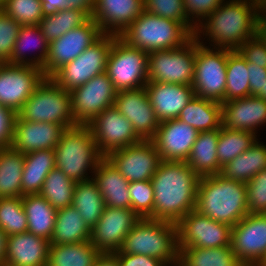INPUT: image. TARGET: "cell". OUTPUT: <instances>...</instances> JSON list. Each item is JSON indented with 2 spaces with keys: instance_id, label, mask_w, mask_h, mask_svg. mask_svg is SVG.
<instances>
[{
  "instance_id": "obj_1",
  "label": "cell",
  "mask_w": 266,
  "mask_h": 266,
  "mask_svg": "<svg viewBox=\"0 0 266 266\" xmlns=\"http://www.w3.org/2000/svg\"><path fill=\"white\" fill-rule=\"evenodd\" d=\"M257 17V0H226L196 26L193 36L201 45L234 51L256 36Z\"/></svg>"
},
{
  "instance_id": "obj_2",
  "label": "cell",
  "mask_w": 266,
  "mask_h": 266,
  "mask_svg": "<svg viewBox=\"0 0 266 266\" xmlns=\"http://www.w3.org/2000/svg\"><path fill=\"white\" fill-rule=\"evenodd\" d=\"M200 177L186 161H162L151 178L153 219L177 223L196 209Z\"/></svg>"
},
{
  "instance_id": "obj_3",
  "label": "cell",
  "mask_w": 266,
  "mask_h": 266,
  "mask_svg": "<svg viewBox=\"0 0 266 266\" xmlns=\"http://www.w3.org/2000/svg\"><path fill=\"white\" fill-rule=\"evenodd\" d=\"M211 219L235 226L248 212L246 183L220 174L200 177L196 209Z\"/></svg>"
},
{
  "instance_id": "obj_4",
  "label": "cell",
  "mask_w": 266,
  "mask_h": 266,
  "mask_svg": "<svg viewBox=\"0 0 266 266\" xmlns=\"http://www.w3.org/2000/svg\"><path fill=\"white\" fill-rule=\"evenodd\" d=\"M54 151L56 167L74 182L91 179L104 158L89 127L80 124L62 132Z\"/></svg>"
},
{
  "instance_id": "obj_5",
  "label": "cell",
  "mask_w": 266,
  "mask_h": 266,
  "mask_svg": "<svg viewBox=\"0 0 266 266\" xmlns=\"http://www.w3.org/2000/svg\"><path fill=\"white\" fill-rule=\"evenodd\" d=\"M119 251L148 255L162 260L167 266H178L176 223L140 218L124 238Z\"/></svg>"
},
{
  "instance_id": "obj_6",
  "label": "cell",
  "mask_w": 266,
  "mask_h": 266,
  "mask_svg": "<svg viewBox=\"0 0 266 266\" xmlns=\"http://www.w3.org/2000/svg\"><path fill=\"white\" fill-rule=\"evenodd\" d=\"M119 37L149 53L180 48L193 36L178 22L143 11Z\"/></svg>"
},
{
  "instance_id": "obj_7",
  "label": "cell",
  "mask_w": 266,
  "mask_h": 266,
  "mask_svg": "<svg viewBox=\"0 0 266 266\" xmlns=\"http://www.w3.org/2000/svg\"><path fill=\"white\" fill-rule=\"evenodd\" d=\"M17 116L25 121L56 123L65 129L78 125L73 119L70 91L59 87L51 78L41 82Z\"/></svg>"
},
{
  "instance_id": "obj_8",
  "label": "cell",
  "mask_w": 266,
  "mask_h": 266,
  "mask_svg": "<svg viewBox=\"0 0 266 266\" xmlns=\"http://www.w3.org/2000/svg\"><path fill=\"white\" fill-rule=\"evenodd\" d=\"M105 72L117 92L144 88L148 83V52L114 35Z\"/></svg>"
},
{
  "instance_id": "obj_9",
  "label": "cell",
  "mask_w": 266,
  "mask_h": 266,
  "mask_svg": "<svg viewBox=\"0 0 266 266\" xmlns=\"http://www.w3.org/2000/svg\"><path fill=\"white\" fill-rule=\"evenodd\" d=\"M196 39L180 48L148 53V82L190 85L194 81Z\"/></svg>"
},
{
  "instance_id": "obj_10",
  "label": "cell",
  "mask_w": 266,
  "mask_h": 266,
  "mask_svg": "<svg viewBox=\"0 0 266 266\" xmlns=\"http://www.w3.org/2000/svg\"><path fill=\"white\" fill-rule=\"evenodd\" d=\"M114 35L103 34L77 58L60 67L50 78L67 91L84 85L106 71Z\"/></svg>"
},
{
  "instance_id": "obj_11",
  "label": "cell",
  "mask_w": 266,
  "mask_h": 266,
  "mask_svg": "<svg viewBox=\"0 0 266 266\" xmlns=\"http://www.w3.org/2000/svg\"><path fill=\"white\" fill-rule=\"evenodd\" d=\"M228 50L201 45L196 40L194 81L196 97L225 102Z\"/></svg>"
},
{
  "instance_id": "obj_12",
  "label": "cell",
  "mask_w": 266,
  "mask_h": 266,
  "mask_svg": "<svg viewBox=\"0 0 266 266\" xmlns=\"http://www.w3.org/2000/svg\"><path fill=\"white\" fill-rule=\"evenodd\" d=\"M176 226L178 248L231 246L232 227L202 215L197 210L190 211Z\"/></svg>"
},
{
  "instance_id": "obj_13",
  "label": "cell",
  "mask_w": 266,
  "mask_h": 266,
  "mask_svg": "<svg viewBox=\"0 0 266 266\" xmlns=\"http://www.w3.org/2000/svg\"><path fill=\"white\" fill-rule=\"evenodd\" d=\"M231 247L243 266L266 264V214H247L231 231Z\"/></svg>"
},
{
  "instance_id": "obj_14",
  "label": "cell",
  "mask_w": 266,
  "mask_h": 266,
  "mask_svg": "<svg viewBox=\"0 0 266 266\" xmlns=\"http://www.w3.org/2000/svg\"><path fill=\"white\" fill-rule=\"evenodd\" d=\"M70 94L74 121L87 125L106 108L113 106L117 91L104 72L74 88Z\"/></svg>"
},
{
  "instance_id": "obj_15",
  "label": "cell",
  "mask_w": 266,
  "mask_h": 266,
  "mask_svg": "<svg viewBox=\"0 0 266 266\" xmlns=\"http://www.w3.org/2000/svg\"><path fill=\"white\" fill-rule=\"evenodd\" d=\"M45 78L38 67L0 63V105L17 114Z\"/></svg>"
},
{
  "instance_id": "obj_16",
  "label": "cell",
  "mask_w": 266,
  "mask_h": 266,
  "mask_svg": "<svg viewBox=\"0 0 266 266\" xmlns=\"http://www.w3.org/2000/svg\"><path fill=\"white\" fill-rule=\"evenodd\" d=\"M103 35L93 18L85 24L71 29L60 38L49 43V53L43 67L46 78H50L60 67L77 58Z\"/></svg>"
},
{
  "instance_id": "obj_17",
  "label": "cell",
  "mask_w": 266,
  "mask_h": 266,
  "mask_svg": "<svg viewBox=\"0 0 266 266\" xmlns=\"http://www.w3.org/2000/svg\"><path fill=\"white\" fill-rule=\"evenodd\" d=\"M87 126L92 132L99 152L104 157L114 150L141 141L134 132L132 124L114 106L106 108Z\"/></svg>"
},
{
  "instance_id": "obj_18",
  "label": "cell",
  "mask_w": 266,
  "mask_h": 266,
  "mask_svg": "<svg viewBox=\"0 0 266 266\" xmlns=\"http://www.w3.org/2000/svg\"><path fill=\"white\" fill-rule=\"evenodd\" d=\"M106 158L129 182L151 180L161 162L151 140L114 150Z\"/></svg>"
},
{
  "instance_id": "obj_19",
  "label": "cell",
  "mask_w": 266,
  "mask_h": 266,
  "mask_svg": "<svg viewBox=\"0 0 266 266\" xmlns=\"http://www.w3.org/2000/svg\"><path fill=\"white\" fill-rule=\"evenodd\" d=\"M139 216L127 208L106 206L98 222L91 229V243L100 253H115L132 230Z\"/></svg>"
},
{
  "instance_id": "obj_20",
  "label": "cell",
  "mask_w": 266,
  "mask_h": 266,
  "mask_svg": "<svg viewBox=\"0 0 266 266\" xmlns=\"http://www.w3.org/2000/svg\"><path fill=\"white\" fill-rule=\"evenodd\" d=\"M113 106L132 124L141 140L154 137L160 121L145 87L117 92Z\"/></svg>"
},
{
  "instance_id": "obj_21",
  "label": "cell",
  "mask_w": 266,
  "mask_h": 266,
  "mask_svg": "<svg viewBox=\"0 0 266 266\" xmlns=\"http://www.w3.org/2000/svg\"><path fill=\"white\" fill-rule=\"evenodd\" d=\"M199 132L178 118L160 122L151 139L162 161H186Z\"/></svg>"
},
{
  "instance_id": "obj_22",
  "label": "cell",
  "mask_w": 266,
  "mask_h": 266,
  "mask_svg": "<svg viewBox=\"0 0 266 266\" xmlns=\"http://www.w3.org/2000/svg\"><path fill=\"white\" fill-rule=\"evenodd\" d=\"M65 128L48 122H31L16 116L11 148L27 154L43 149H55Z\"/></svg>"
},
{
  "instance_id": "obj_23",
  "label": "cell",
  "mask_w": 266,
  "mask_h": 266,
  "mask_svg": "<svg viewBox=\"0 0 266 266\" xmlns=\"http://www.w3.org/2000/svg\"><path fill=\"white\" fill-rule=\"evenodd\" d=\"M266 125V100L247 96L222 103V126L248 131L259 137L258 131Z\"/></svg>"
},
{
  "instance_id": "obj_24",
  "label": "cell",
  "mask_w": 266,
  "mask_h": 266,
  "mask_svg": "<svg viewBox=\"0 0 266 266\" xmlns=\"http://www.w3.org/2000/svg\"><path fill=\"white\" fill-rule=\"evenodd\" d=\"M143 11V0H96L92 18L103 34L119 36Z\"/></svg>"
},
{
  "instance_id": "obj_25",
  "label": "cell",
  "mask_w": 266,
  "mask_h": 266,
  "mask_svg": "<svg viewBox=\"0 0 266 266\" xmlns=\"http://www.w3.org/2000/svg\"><path fill=\"white\" fill-rule=\"evenodd\" d=\"M145 88L160 122L178 118L182 109L195 96L190 85L148 82Z\"/></svg>"
},
{
  "instance_id": "obj_26",
  "label": "cell",
  "mask_w": 266,
  "mask_h": 266,
  "mask_svg": "<svg viewBox=\"0 0 266 266\" xmlns=\"http://www.w3.org/2000/svg\"><path fill=\"white\" fill-rule=\"evenodd\" d=\"M50 241L30 232L8 236L5 266H47Z\"/></svg>"
},
{
  "instance_id": "obj_27",
  "label": "cell",
  "mask_w": 266,
  "mask_h": 266,
  "mask_svg": "<svg viewBox=\"0 0 266 266\" xmlns=\"http://www.w3.org/2000/svg\"><path fill=\"white\" fill-rule=\"evenodd\" d=\"M92 179L102 194L105 205L131 209L130 182L104 157L96 166Z\"/></svg>"
},
{
  "instance_id": "obj_28",
  "label": "cell",
  "mask_w": 266,
  "mask_h": 266,
  "mask_svg": "<svg viewBox=\"0 0 266 266\" xmlns=\"http://www.w3.org/2000/svg\"><path fill=\"white\" fill-rule=\"evenodd\" d=\"M35 48L38 49V51ZM33 49H35L38 54L35 52L34 55L32 53L27 55L29 52H34ZM27 50L29 52H27ZM48 53L49 42L43 35L39 25L21 26L8 64L32 65L43 69Z\"/></svg>"
},
{
  "instance_id": "obj_29",
  "label": "cell",
  "mask_w": 266,
  "mask_h": 266,
  "mask_svg": "<svg viewBox=\"0 0 266 266\" xmlns=\"http://www.w3.org/2000/svg\"><path fill=\"white\" fill-rule=\"evenodd\" d=\"M220 129L199 132L186 163L199 176L217 175L221 171L217 157Z\"/></svg>"
},
{
  "instance_id": "obj_30",
  "label": "cell",
  "mask_w": 266,
  "mask_h": 266,
  "mask_svg": "<svg viewBox=\"0 0 266 266\" xmlns=\"http://www.w3.org/2000/svg\"><path fill=\"white\" fill-rule=\"evenodd\" d=\"M22 205L27 216V231L50 241L57 210L39 193L24 195Z\"/></svg>"
},
{
  "instance_id": "obj_31",
  "label": "cell",
  "mask_w": 266,
  "mask_h": 266,
  "mask_svg": "<svg viewBox=\"0 0 266 266\" xmlns=\"http://www.w3.org/2000/svg\"><path fill=\"white\" fill-rule=\"evenodd\" d=\"M264 169H266V144L258 138L249 149L224 165L219 174L225 179L247 183Z\"/></svg>"
},
{
  "instance_id": "obj_32",
  "label": "cell",
  "mask_w": 266,
  "mask_h": 266,
  "mask_svg": "<svg viewBox=\"0 0 266 266\" xmlns=\"http://www.w3.org/2000/svg\"><path fill=\"white\" fill-rule=\"evenodd\" d=\"M179 120L198 132L220 129L222 126V103L194 96L182 109Z\"/></svg>"
},
{
  "instance_id": "obj_33",
  "label": "cell",
  "mask_w": 266,
  "mask_h": 266,
  "mask_svg": "<svg viewBox=\"0 0 266 266\" xmlns=\"http://www.w3.org/2000/svg\"><path fill=\"white\" fill-rule=\"evenodd\" d=\"M55 151L43 149L24 154L22 192L36 194L41 191L47 175L56 167Z\"/></svg>"
},
{
  "instance_id": "obj_34",
  "label": "cell",
  "mask_w": 266,
  "mask_h": 266,
  "mask_svg": "<svg viewBox=\"0 0 266 266\" xmlns=\"http://www.w3.org/2000/svg\"><path fill=\"white\" fill-rule=\"evenodd\" d=\"M91 239V228L73 205L57 210L50 244L80 243Z\"/></svg>"
},
{
  "instance_id": "obj_35",
  "label": "cell",
  "mask_w": 266,
  "mask_h": 266,
  "mask_svg": "<svg viewBox=\"0 0 266 266\" xmlns=\"http://www.w3.org/2000/svg\"><path fill=\"white\" fill-rule=\"evenodd\" d=\"M100 254L90 240L80 243L50 244L47 266H94Z\"/></svg>"
},
{
  "instance_id": "obj_36",
  "label": "cell",
  "mask_w": 266,
  "mask_h": 266,
  "mask_svg": "<svg viewBox=\"0 0 266 266\" xmlns=\"http://www.w3.org/2000/svg\"><path fill=\"white\" fill-rule=\"evenodd\" d=\"M24 154L13 148L0 149V198L23 197Z\"/></svg>"
},
{
  "instance_id": "obj_37",
  "label": "cell",
  "mask_w": 266,
  "mask_h": 266,
  "mask_svg": "<svg viewBox=\"0 0 266 266\" xmlns=\"http://www.w3.org/2000/svg\"><path fill=\"white\" fill-rule=\"evenodd\" d=\"M178 266H243L231 246L178 248Z\"/></svg>"
},
{
  "instance_id": "obj_38",
  "label": "cell",
  "mask_w": 266,
  "mask_h": 266,
  "mask_svg": "<svg viewBox=\"0 0 266 266\" xmlns=\"http://www.w3.org/2000/svg\"><path fill=\"white\" fill-rule=\"evenodd\" d=\"M72 205L91 229L106 207L102 194L92 178L76 182Z\"/></svg>"
},
{
  "instance_id": "obj_39",
  "label": "cell",
  "mask_w": 266,
  "mask_h": 266,
  "mask_svg": "<svg viewBox=\"0 0 266 266\" xmlns=\"http://www.w3.org/2000/svg\"><path fill=\"white\" fill-rule=\"evenodd\" d=\"M90 17L77 9L62 8L57 11L46 12L39 22V27L50 43L62 35L85 24Z\"/></svg>"
},
{
  "instance_id": "obj_40",
  "label": "cell",
  "mask_w": 266,
  "mask_h": 266,
  "mask_svg": "<svg viewBox=\"0 0 266 266\" xmlns=\"http://www.w3.org/2000/svg\"><path fill=\"white\" fill-rule=\"evenodd\" d=\"M225 102L250 96L247 61L237 50H228Z\"/></svg>"
},
{
  "instance_id": "obj_41",
  "label": "cell",
  "mask_w": 266,
  "mask_h": 266,
  "mask_svg": "<svg viewBox=\"0 0 266 266\" xmlns=\"http://www.w3.org/2000/svg\"><path fill=\"white\" fill-rule=\"evenodd\" d=\"M76 182L55 167L47 175L39 194L56 210L72 205Z\"/></svg>"
},
{
  "instance_id": "obj_42",
  "label": "cell",
  "mask_w": 266,
  "mask_h": 266,
  "mask_svg": "<svg viewBox=\"0 0 266 266\" xmlns=\"http://www.w3.org/2000/svg\"><path fill=\"white\" fill-rule=\"evenodd\" d=\"M258 136L252 132L220 127L217 142V157L221 167L231 162L234 158L249 149Z\"/></svg>"
},
{
  "instance_id": "obj_43",
  "label": "cell",
  "mask_w": 266,
  "mask_h": 266,
  "mask_svg": "<svg viewBox=\"0 0 266 266\" xmlns=\"http://www.w3.org/2000/svg\"><path fill=\"white\" fill-rule=\"evenodd\" d=\"M0 228L8 235L27 232L22 197L0 198Z\"/></svg>"
},
{
  "instance_id": "obj_44",
  "label": "cell",
  "mask_w": 266,
  "mask_h": 266,
  "mask_svg": "<svg viewBox=\"0 0 266 266\" xmlns=\"http://www.w3.org/2000/svg\"><path fill=\"white\" fill-rule=\"evenodd\" d=\"M1 10L21 26L39 25L46 13L41 0H5Z\"/></svg>"
},
{
  "instance_id": "obj_45",
  "label": "cell",
  "mask_w": 266,
  "mask_h": 266,
  "mask_svg": "<svg viewBox=\"0 0 266 266\" xmlns=\"http://www.w3.org/2000/svg\"><path fill=\"white\" fill-rule=\"evenodd\" d=\"M144 11L180 23L192 36L195 28L188 22L183 0H143Z\"/></svg>"
},
{
  "instance_id": "obj_46",
  "label": "cell",
  "mask_w": 266,
  "mask_h": 266,
  "mask_svg": "<svg viewBox=\"0 0 266 266\" xmlns=\"http://www.w3.org/2000/svg\"><path fill=\"white\" fill-rule=\"evenodd\" d=\"M131 209L139 218L153 219L154 189L151 180L130 182Z\"/></svg>"
},
{
  "instance_id": "obj_47",
  "label": "cell",
  "mask_w": 266,
  "mask_h": 266,
  "mask_svg": "<svg viewBox=\"0 0 266 266\" xmlns=\"http://www.w3.org/2000/svg\"><path fill=\"white\" fill-rule=\"evenodd\" d=\"M247 207L252 214H266V169L254 175L247 183Z\"/></svg>"
},
{
  "instance_id": "obj_48",
  "label": "cell",
  "mask_w": 266,
  "mask_h": 266,
  "mask_svg": "<svg viewBox=\"0 0 266 266\" xmlns=\"http://www.w3.org/2000/svg\"><path fill=\"white\" fill-rule=\"evenodd\" d=\"M21 25L0 9V63H8Z\"/></svg>"
},
{
  "instance_id": "obj_49",
  "label": "cell",
  "mask_w": 266,
  "mask_h": 266,
  "mask_svg": "<svg viewBox=\"0 0 266 266\" xmlns=\"http://www.w3.org/2000/svg\"><path fill=\"white\" fill-rule=\"evenodd\" d=\"M224 1L226 0H183L188 22L196 28Z\"/></svg>"
},
{
  "instance_id": "obj_50",
  "label": "cell",
  "mask_w": 266,
  "mask_h": 266,
  "mask_svg": "<svg viewBox=\"0 0 266 266\" xmlns=\"http://www.w3.org/2000/svg\"><path fill=\"white\" fill-rule=\"evenodd\" d=\"M237 51L248 63L266 68V42L257 35L246 40Z\"/></svg>"
},
{
  "instance_id": "obj_51",
  "label": "cell",
  "mask_w": 266,
  "mask_h": 266,
  "mask_svg": "<svg viewBox=\"0 0 266 266\" xmlns=\"http://www.w3.org/2000/svg\"><path fill=\"white\" fill-rule=\"evenodd\" d=\"M16 116L13 110L0 105V149L11 146Z\"/></svg>"
},
{
  "instance_id": "obj_52",
  "label": "cell",
  "mask_w": 266,
  "mask_h": 266,
  "mask_svg": "<svg viewBox=\"0 0 266 266\" xmlns=\"http://www.w3.org/2000/svg\"><path fill=\"white\" fill-rule=\"evenodd\" d=\"M119 266H167L162 260L142 254L113 253Z\"/></svg>"
},
{
  "instance_id": "obj_53",
  "label": "cell",
  "mask_w": 266,
  "mask_h": 266,
  "mask_svg": "<svg viewBox=\"0 0 266 266\" xmlns=\"http://www.w3.org/2000/svg\"><path fill=\"white\" fill-rule=\"evenodd\" d=\"M250 95L263 98V83L266 80V68L247 62Z\"/></svg>"
},
{
  "instance_id": "obj_54",
  "label": "cell",
  "mask_w": 266,
  "mask_h": 266,
  "mask_svg": "<svg viewBox=\"0 0 266 266\" xmlns=\"http://www.w3.org/2000/svg\"><path fill=\"white\" fill-rule=\"evenodd\" d=\"M96 0H65L64 8L85 12L90 18L94 12Z\"/></svg>"
},
{
  "instance_id": "obj_55",
  "label": "cell",
  "mask_w": 266,
  "mask_h": 266,
  "mask_svg": "<svg viewBox=\"0 0 266 266\" xmlns=\"http://www.w3.org/2000/svg\"><path fill=\"white\" fill-rule=\"evenodd\" d=\"M94 266H119V263L114 254L101 253L96 259Z\"/></svg>"
},
{
  "instance_id": "obj_56",
  "label": "cell",
  "mask_w": 266,
  "mask_h": 266,
  "mask_svg": "<svg viewBox=\"0 0 266 266\" xmlns=\"http://www.w3.org/2000/svg\"><path fill=\"white\" fill-rule=\"evenodd\" d=\"M256 35L266 42V13H258Z\"/></svg>"
},
{
  "instance_id": "obj_57",
  "label": "cell",
  "mask_w": 266,
  "mask_h": 266,
  "mask_svg": "<svg viewBox=\"0 0 266 266\" xmlns=\"http://www.w3.org/2000/svg\"><path fill=\"white\" fill-rule=\"evenodd\" d=\"M65 0H41L45 12L57 11L64 8Z\"/></svg>"
},
{
  "instance_id": "obj_58",
  "label": "cell",
  "mask_w": 266,
  "mask_h": 266,
  "mask_svg": "<svg viewBox=\"0 0 266 266\" xmlns=\"http://www.w3.org/2000/svg\"><path fill=\"white\" fill-rule=\"evenodd\" d=\"M8 235L0 228V266H5Z\"/></svg>"
},
{
  "instance_id": "obj_59",
  "label": "cell",
  "mask_w": 266,
  "mask_h": 266,
  "mask_svg": "<svg viewBox=\"0 0 266 266\" xmlns=\"http://www.w3.org/2000/svg\"><path fill=\"white\" fill-rule=\"evenodd\" d=\"M258 13H266V0H257Z\"/></svg>"
},
{
  "instance_id": "obj_60",
  "label": "cell",
  "mask_w": 266,
  "mask_h": 266,
  "mask_svg": "<svg viewBox=\"0 0 266 266\" xmlns=\"http://www.w3.org/2000/svg\"><path fill=\"white\" fill-rule=\"evenodd\" d=\"M263 98L266 100V80L263 83Z\"/></svg>"
},
{
  "instance_id": "obj_61",
  "label": "cell",
  "mask_w": 266,
  "mask_h": 266,
  "mask_svg": "<svg viewBox=\"0 0 266 266\" xmlns=\"http://www.w3.org/2000/svg\"><path fill=\"white\" fill-rule=\"evenodd\" d=\"M4 2H5V0H0V9H2Z\"/></svg>"
}]
</instances>
